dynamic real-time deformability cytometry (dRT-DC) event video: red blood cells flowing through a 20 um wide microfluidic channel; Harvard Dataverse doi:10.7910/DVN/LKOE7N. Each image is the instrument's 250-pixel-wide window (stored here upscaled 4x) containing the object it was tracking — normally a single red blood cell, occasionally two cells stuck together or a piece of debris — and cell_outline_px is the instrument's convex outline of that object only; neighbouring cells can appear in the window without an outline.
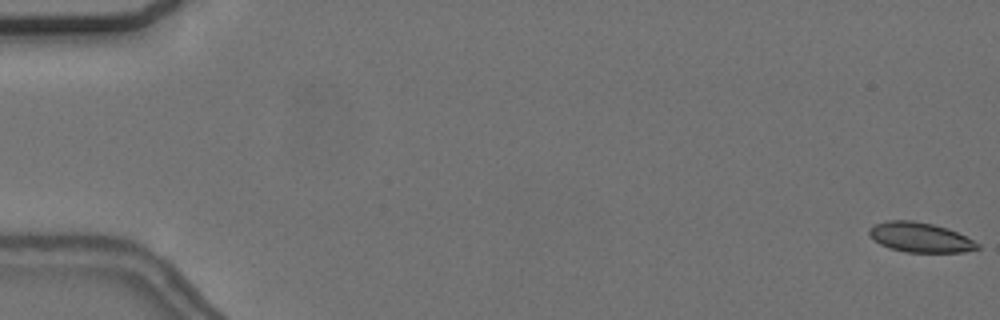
{"species": "common noctule bat (a hibernating species)", "species_latin": "Nyctalus noctula", "temperature_condition": "cold", "stored_images_in_passage": 57, "camera_frame_rate_fps": 3000, "um_per_image_px": 0.085, "animal": {"sex": "female", "body_mass_g": 24.6, "forearm_length_mm": 56.2}, "frame": {"image": 1, "passage_image": 1, "time_ms": 0.0, "image_size_px": [1000, 320], "cell_outline_px": [[980, 248], [964, 252], [904, 252], [880, 244], [868, 232], [868, 228], [872, 224], [888, 220], [912, 220], [932, 224], [948, 228], [980, 244]], "centroid_in_image_um": [78.2, 20.16], "position_along_channel_um": 6.8, "area_um2": 18.67}}
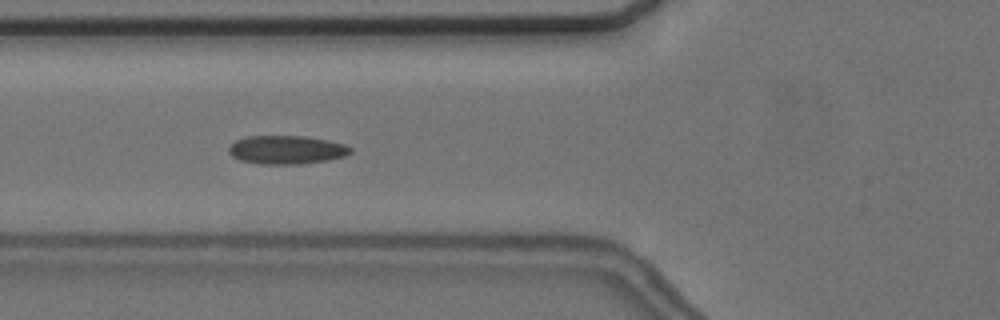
{"frame": {"image": 2, "passage_image": 22, "time_ms": 7.0, "image_size_px": [1000, 320], "cell_outline_px": [[352, 152], [344, 156], [328, 160], [300, 164], [260, 164], [240, 160], [232, 156], [228, 152], [228, 148], [236, 140], [248, 136], [304, 136], [328, 140], [344, 144], [352, 148]], "centroid_in_image_um": [24.36, 12.73], "position_along_channel_um": 101.4, "area_um2": 20.23}}
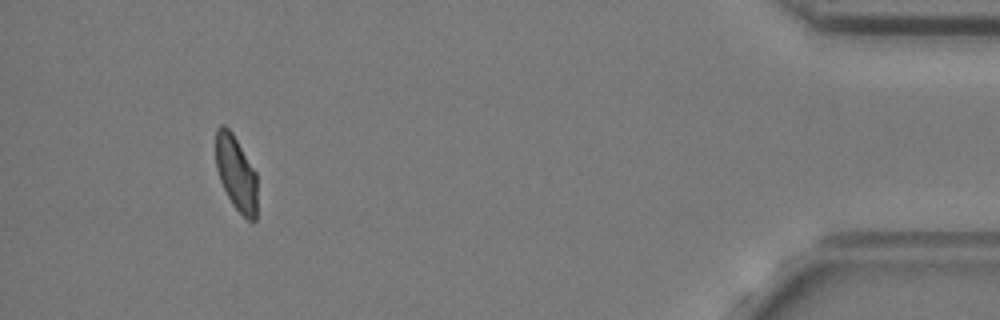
{"frame": {"image": 3, "passage_image": 53, "time_ms": 17.333, "image_size_px": [1000, 320], "cell_outline_px": [[256, 220], [248, 220], [232, 204], [220, 180], [216, 168], [216, 128], [220, 124], [224, 124], [232, 132], [256, 172]], "centroid_in_image_um": [20.06, 14.69], "position_along_channel_um": 415.1, "area_um2": 17.92}, "authors_computed_cell_mechanics": {"area_um2": 19.1896, "velocity_mm_per_s": 3.6714, "shape_relaxation_time_tau1_ms": null, "shape_relaxation_time_tau2_ms": 3.5247, "deformation_change_tau1": null, "deformation_change_tau2": 0.0901}}